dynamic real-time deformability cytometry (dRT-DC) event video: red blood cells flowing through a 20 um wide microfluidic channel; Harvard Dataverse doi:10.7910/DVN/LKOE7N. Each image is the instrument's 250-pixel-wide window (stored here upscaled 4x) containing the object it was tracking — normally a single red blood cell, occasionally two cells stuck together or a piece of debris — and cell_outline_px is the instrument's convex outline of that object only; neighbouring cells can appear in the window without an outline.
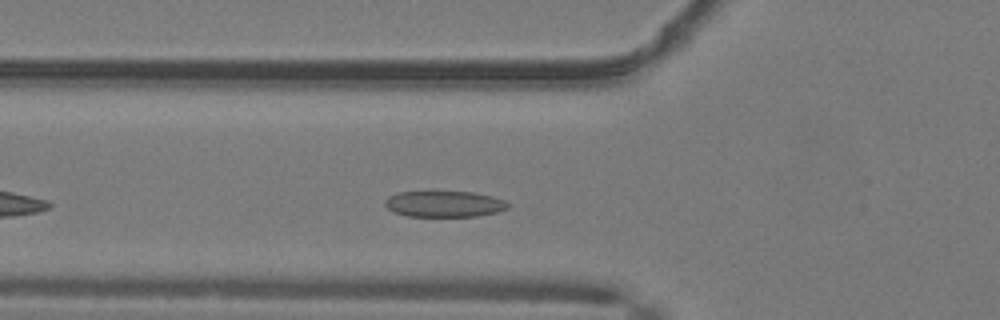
{"species": "common noctule bat (a hibernating species)", "species_latin": "Nyctalus noctula", "temperature_condition": "warm", "stored_images_in_passage": 38, "camera_frame_rate_fps": 3000, "um_per_image_px": 0.085, "animal": {"sex": "male", "body_mass_g": 19.2, "forearm_length_mm": 51.8}, "frame": {"image": 1, "passage_image": 7, "time_ms": 2.0, "image_size_px": [1000, 320], "cell_outline_px": [[512, 204], [508, 208], [496, 212], [476, 216], [408, 216], [392, 212], [384, 204], [384, 200], [388, 196], [396, 192], [432, 188], [476, 192], [492, 196], [504, 200]], "centroid_in_image_um": [37.71, 17.27], "position_along_channel_um": 88.1, "area_um2": 19.94}}
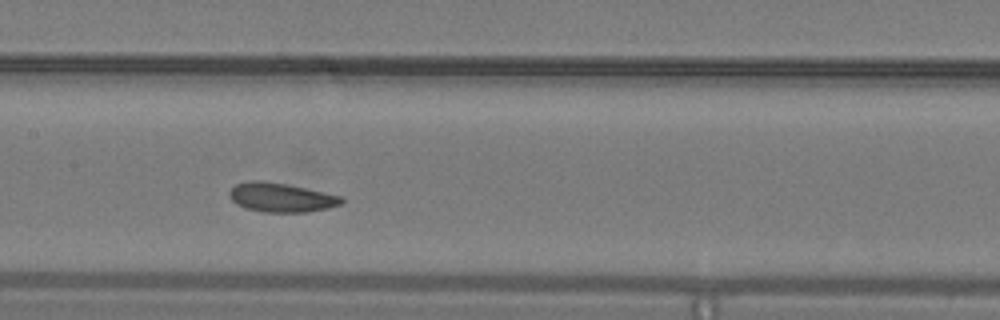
{"frame": {"image": 2, "passage_image": 14, "time_ms": 4.333, "image_size_px": [1000, 320], "cell_outline_px": [[344, 200], [340, 204], [328, 208], [304, 212], [264, 212], [244, 208], [236, 204], [232, 200], [228, 192], [236, 184], [248, 180], [260, 180], [284, 184], [344, 196]], "centroid_in_image_um": [23.88, 16.78], "position_along_channel_um": 183.5, "area_um2": 18.96}}
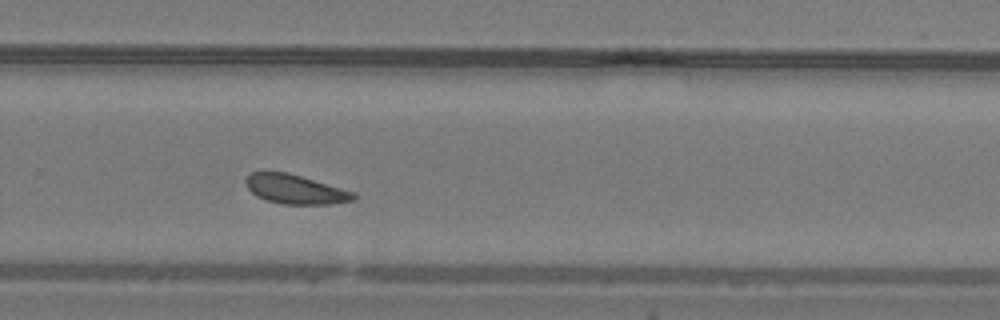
{"frame": {"image": 3, "passage_image": 23, "time_ms": 7.333, "image_size_px": [1000, 320], "cell_outline_px": [[356, 200], [332, 204], [280, 204], [264, 200], [256, 196], [248, 188], [244, 180], [252, 172], [264, 168], [288, 172], [356, 192]], "centroid_in_image_um": [25.06, 16.05], "position_along_channel_um": 304.7, "area_um2": 19.07}, "authors_computed_cell_mechanics": {"area_um2": 18.5538, "velocity_mm_per_s": 4.0584, "shape_relaxation_time_tau1_ms": 3.6633, "shape_relaxation_time_tau2_ms": 2.8021, "deformation_change_tau1": 0.0625, "deformation_change_tau2": 0.0816}}